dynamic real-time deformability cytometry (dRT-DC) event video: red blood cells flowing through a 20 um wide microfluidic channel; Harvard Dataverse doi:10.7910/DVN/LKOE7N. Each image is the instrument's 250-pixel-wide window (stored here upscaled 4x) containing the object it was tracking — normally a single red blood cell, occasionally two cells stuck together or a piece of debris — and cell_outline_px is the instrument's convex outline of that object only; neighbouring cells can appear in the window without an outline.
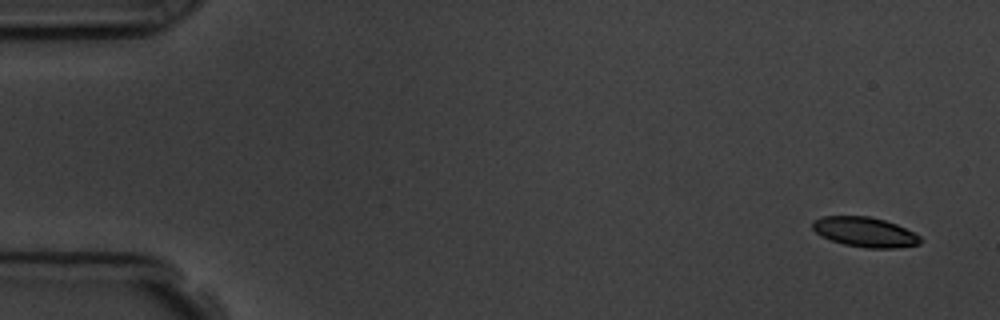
{"species": "common noctule bat (a hibernating species)", "species_latin": "Nyctalus noctula", "temperature_condition": "room temperature", "stored_images_in_passage": 4, "camera_frame_rate_fps": 3000, "um_per_image_px": 0.085, "animal": {"sex": "male", "body_mass_g": 19.5, "forearm_length_mm": 54.6}, "frame": {"image": 1, "passage_image": 1, "time_ms": 0.0, "image_size_px": [1000, 320], "cell_outline_px": [[920, 244], [896, 248], [868, 248], [844, 244], [820, 236], [812, 228], [812, 220], [820, 216], [868, 216], [884, 220], [896, 224], [920, 236]], "centroid_in_image_um": [73.47, 19.72], "position_along_channel_um": 11.5, "area_um2": 18.67}}
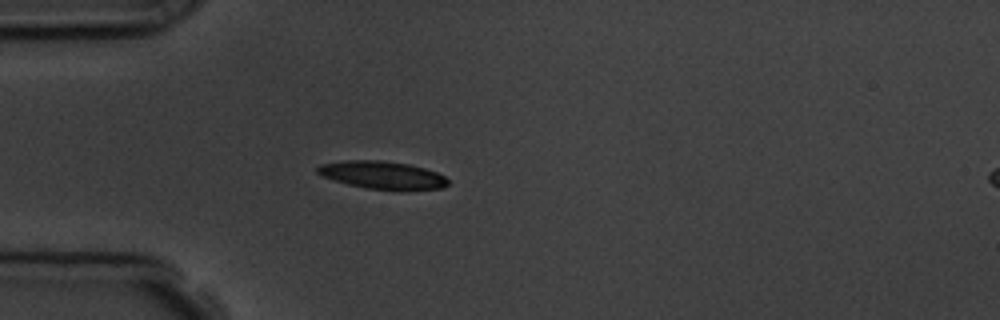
{"frame": {"image": 2, "passage_image": 4, "time_ms": 4.333, "image_size_px": [1000, 320], "cell_outline_px": [[448, 184], [440, 188], [368, 188], [348, 184], [320, 176], [316, 172], [316, 168], [320, 164], [344, 160], [384, 160], [408, 164], [424, 168], [436, 172], [444, 176], [448, 180]], "centroid_in_image_um": [32.41, 14.83], "position_along_channel_um": 52.6, "area_um2": 20.52}}